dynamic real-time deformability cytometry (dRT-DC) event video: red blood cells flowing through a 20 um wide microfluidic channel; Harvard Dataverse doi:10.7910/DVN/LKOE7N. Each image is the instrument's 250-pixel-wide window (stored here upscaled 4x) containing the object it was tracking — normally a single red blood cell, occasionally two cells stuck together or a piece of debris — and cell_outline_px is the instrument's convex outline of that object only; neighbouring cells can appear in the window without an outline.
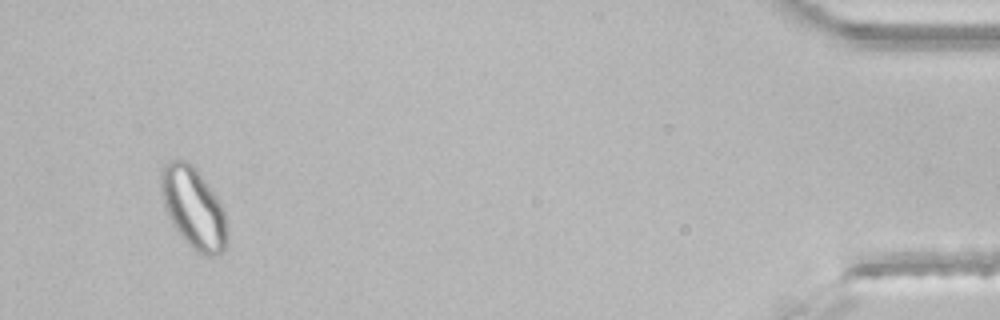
{"species": "common noctule bat (a hibernating species)", "species_latin": "Nyctalus noctula", "temperature_condition": "room temperature", "stored_images_in_passage": 46, "segment_of_instrument_passage": [2, 2], "camera_frame_rate_fps": 3000, "um_per_image_px": 0.085, "animal": {"sex": "male", "body_mass_g": 21.5, "forearm_length_mm": 52.0}, "frame": {"image": 1, "passage_image": 44, "time_ms": 14.333, "image_size_px": [1000, 320], "cell_outline_px": [[228, 240], [224, 248], [216, 256], [204, 256], [196, 252], [180, 236], [172, 224], [164, 204], [160, 192], [160, 172], [176, 156], [188, 160], [196, 168], [216, 196], [224, 212], [228, 232]], "centroid_in_image_um": [16.44, 17.67], "position_along_channel_um": 418.8, "area_um2": 31.44}}